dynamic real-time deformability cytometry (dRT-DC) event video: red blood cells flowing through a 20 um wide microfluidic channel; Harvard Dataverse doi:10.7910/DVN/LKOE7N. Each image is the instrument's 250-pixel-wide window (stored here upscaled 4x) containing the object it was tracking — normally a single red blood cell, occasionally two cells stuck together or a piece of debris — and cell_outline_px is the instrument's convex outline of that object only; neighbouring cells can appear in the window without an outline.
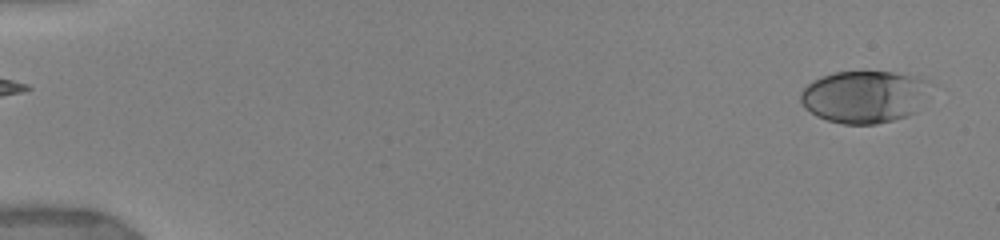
{"species": "human", "species_latin": "Homo sapiens", "temperature_condition": "warm", "stored_images_in_passage": 89, "camera_frame_rate_fps": 3000, "um_per_image_px": 0.085, "donor": {"sex": "female"}, "frame": {"image": 1, "passage_image": 1, "time_ms": 0.0, "image_size_px": [1000, 240], "cell_outline_px": [[928, 80], [916, 112], [908, 116], [876, 124], [844, 124], [828, 120], [816, 116], [804, 108], [800, 100], [800, 92], [812, 80], [820, 76], [836, 72], [892, 72], [916, 76]], "centroid_in_image_um": [73.38, 8.22], "position_along_channel_um": 11.6, "area_um2": 39.13}}
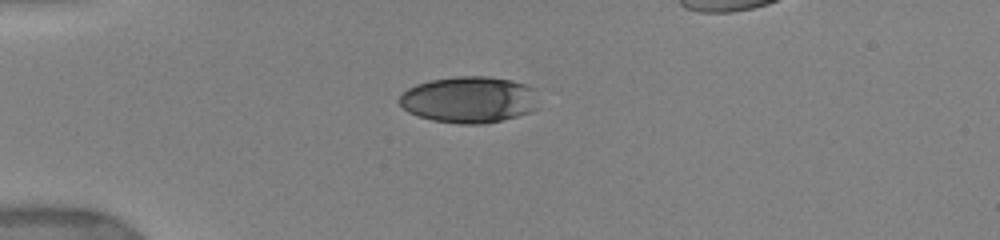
{"frame": {"image": 2, "passage_image": 21, "time_ms": 4.0, "image_size_px": [1000, 240], "cell_outline_px": [[536, 108], [532, 112], [504, 120], [480, 124], [460, 124], [432, 120], [408, 112], [400, 104], [400, 96], [408, 88], [416, 84], [432, 80], [456, 76], [488, 76], [512, 80], [528, 84], [536, 88]], "centroid_in_image_um": [39.93, 8.46], "position_along_channel_um": 45.1, "area_um2": 37.92}}
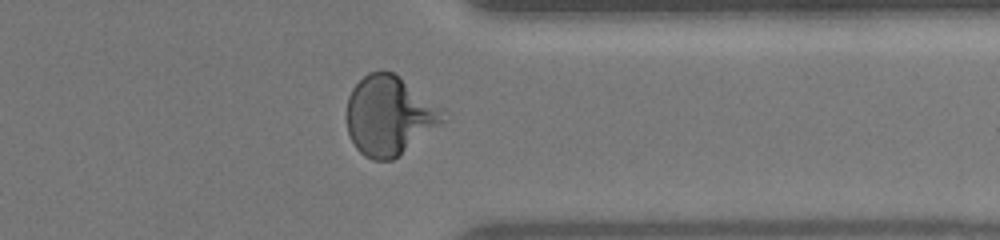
{"frame": {"image": 3, "passage_image": 75, "time_ms": 13.333, "image_size_px": [1000, 240], "cell_outline_px": [[444, 120], [392, 160], [372, 160], [364, 156], [356, 148], [348, 132], [348, 96], [352, 88], [368, 72], [392, 72], [436, 112]], "centroid_in_image_um": [32.9, 9.89], "position_along_channel_um": 378.5, "area_um2": 41.38}}